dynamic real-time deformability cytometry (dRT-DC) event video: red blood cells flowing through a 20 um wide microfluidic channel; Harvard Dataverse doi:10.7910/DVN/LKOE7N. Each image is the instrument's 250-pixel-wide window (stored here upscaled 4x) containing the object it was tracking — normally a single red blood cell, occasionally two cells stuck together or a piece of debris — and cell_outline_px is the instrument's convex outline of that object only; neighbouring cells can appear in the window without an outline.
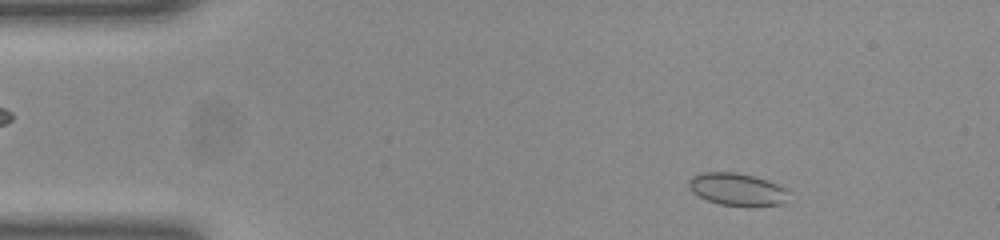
{"species": "common noctule bat (a hibernating species)", "species_latin": "Nyctalus noctula", "temperature_condition": "room temperature", "stored_images_in_passage": 50, "camera_frame_rate_fps": 3000, "um_per_image_px": 0.085, "animal": {"sex": "female", "body_mass_g": 23.0, "forearm_length_mm": 53.4}, "frame": {"image": 1, "passage_image": 5, "time_ms": 1.333, "image_size_px": [1000, 240], "cell_outline_px": [[788, 192], [784, 204], [752, 208], [720, 204], [708, 200], [692, 192], [688, 188], [688, 180], [692, 176], [704, 172], [736, 172], [752, 176], [776, 184], [784, 188]], "centroid_in_image_um": [62.64, 16.12], "position_along_channel_um": 22.4, "area_um2": 19.07}}
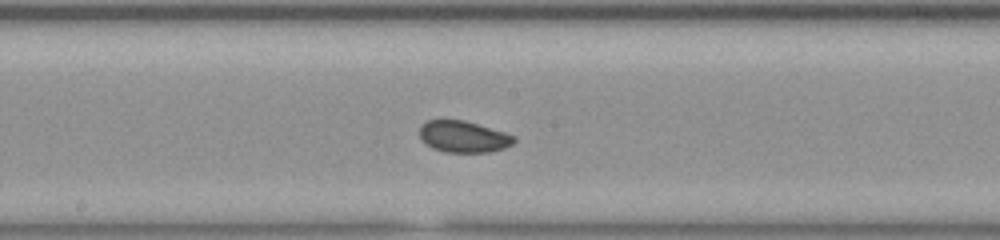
{"frame": {"image": 2, "passage_image": 25, "time_ms": 8.0, "image_size_px": [1000, 240], "cell_outline_px": [[516, 140], [512, 144], [504, 148], [492, 152], [444, 152], [432, 148], [420, 140], [420, 124], [428, 120], [464, 120], [504, 132], [516, 136]], "centroid_in_image_um": [39.38, 11.62], "position_along_channel_um": 208.8, "area_um2": 17.46}}
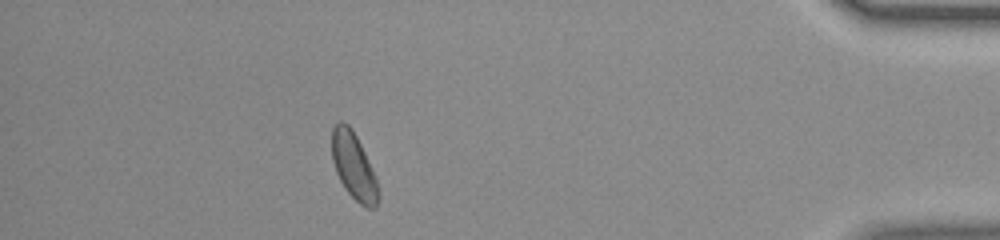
{"frame": {"image": 3, "passage_image": 44, "time_ms": 14.333, "image_size_px": [1000, 240], "cell_outline_px": [[380, 196], [376, 208], [368, 208], [360, 204], [348, 192], [340, 180], [336, 172], [332, 160], [332, 128], [340, 120], [348, 124], [352, 128], [368, 160], [376, 180], [380, 192]], "centroid_in_image_um": [30.07, 14.13], "position_along_channel_um": 405.1, "area_um2": 17.86}, "authors_computed_cell_mechanics": {"area_um2": 18.1203, "velocity_mm_per_s": 3.9246, "shape_relaxation_time_tau1_ms": null, "shape_relaxation_time_tau2_ms": 1.6854, "deformation_change_tau1": null, "deformation_change_tau2": 0.0579}}